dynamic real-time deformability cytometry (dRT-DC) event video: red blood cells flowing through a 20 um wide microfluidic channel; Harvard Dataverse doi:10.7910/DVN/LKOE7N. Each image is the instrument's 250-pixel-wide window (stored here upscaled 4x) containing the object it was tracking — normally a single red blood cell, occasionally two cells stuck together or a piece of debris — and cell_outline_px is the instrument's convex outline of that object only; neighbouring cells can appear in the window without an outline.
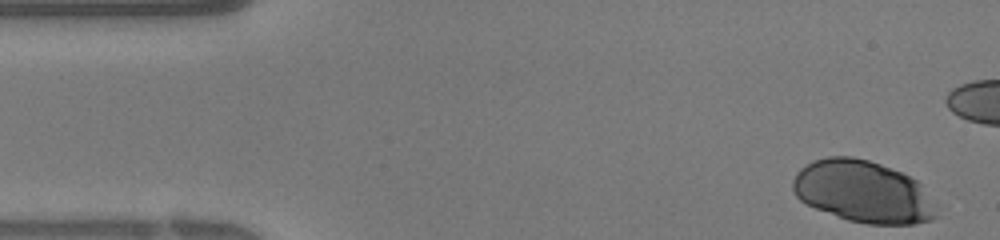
{"species": "human", "species_latin": "Homo sapiens", "temperature_condition": "warm", "stored_images_in_passage": 11, "segment_of_instrument_passage": [1, 2], "camera_frame_rate_fps": 3000, "um_per_image_px": 0.085, "donor": {"sex": "female"}, "frame": {"image": 1, "passage_image": 1, "time_ms": 0.0, "image_size_px": [1000, 240], "cell_outline_px": [[936, 216], [932, 220], [916, 224], [868, 224], [848, 220], [816, 208], [800, 200], [796, 196], [792, 188], [792, 180], [796, 172], [800, 168], [812, 160], [828, 156], [852, 156], [868, 160], [880, 164], [900, 172], [916, 180], [920, 184], [936, 204]], "centroid_in_image_um": [73.34, 16.29], "position_along_channel_um": 11.7, "area_um2": 51.9}}